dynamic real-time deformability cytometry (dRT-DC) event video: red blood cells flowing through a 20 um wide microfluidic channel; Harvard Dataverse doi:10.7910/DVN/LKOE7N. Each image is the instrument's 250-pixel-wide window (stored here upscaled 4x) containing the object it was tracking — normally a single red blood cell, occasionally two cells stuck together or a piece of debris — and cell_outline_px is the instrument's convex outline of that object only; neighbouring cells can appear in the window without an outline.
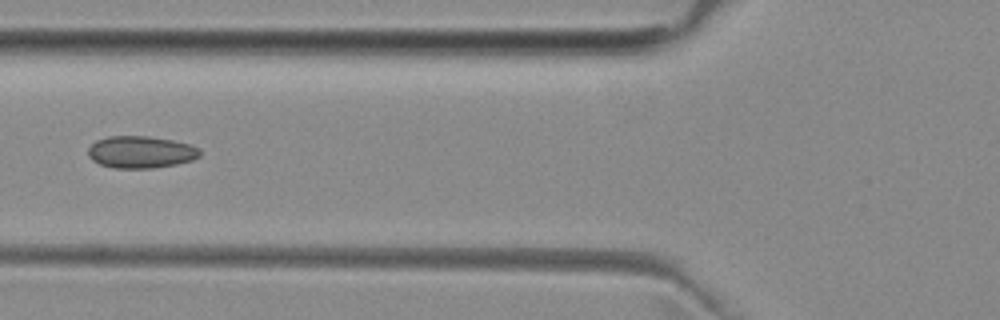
{"species": "common noctule bat (a hibernating species)", "species_latin": "Nyctalus noctula", "temperature_condition": "room temperature", "stored_images_in_passage": 3, "camera_frame_rate_fps": 3000, "um_per_image_px": 0.085, "animal": {"sex": "female", "body_mass_g": 29.2, "forearm_length_mm": 56.3}, "frame": {"image": 1, "passage_image": 2, "time_ms": 1.333, "image_size_px": [1000, 320], "cell_outline_px": [[200, 156], [192, 160], [176, 164], [152, 168], [112, 168], [100, 164], [92, 160], [88, 156], [88, 148], [96, 140], [108, 136], [148, 136], [172, 140], [192, 144], [200, 148]], "centroid_in_image_um": [11.97, 12.92], "position_along_channel_um": 113.8, "area_um2": 21.04}}
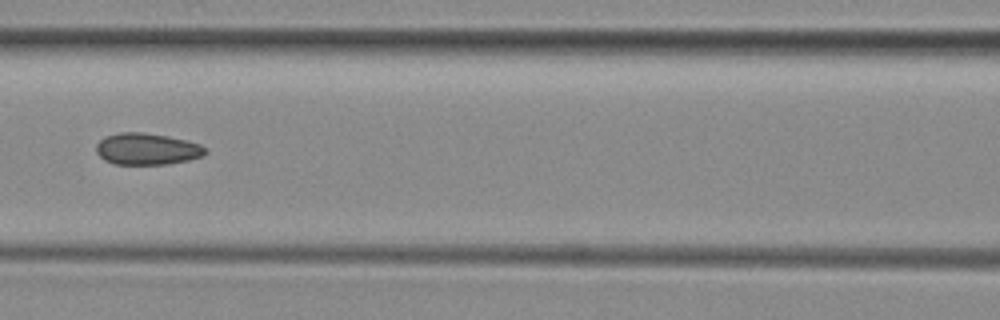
{"frame": {"image": 2, "passage_image": 3, "time_ms": 2.333, "image_size_px": [1000, 320], "cell_outline_px": [[208, 152], [204, 156], [188, 160], [168, 164], [116, 164], [104, 160], [96, 152], [96, 144], [104, 136], [120, 132], [140, 132], [168, 136], [188, 140], [200, 144]], "centroid_in_image_um": [12.5, 12.66], "position_along_channel_um": 154.1, "area_um2": 20.23}}